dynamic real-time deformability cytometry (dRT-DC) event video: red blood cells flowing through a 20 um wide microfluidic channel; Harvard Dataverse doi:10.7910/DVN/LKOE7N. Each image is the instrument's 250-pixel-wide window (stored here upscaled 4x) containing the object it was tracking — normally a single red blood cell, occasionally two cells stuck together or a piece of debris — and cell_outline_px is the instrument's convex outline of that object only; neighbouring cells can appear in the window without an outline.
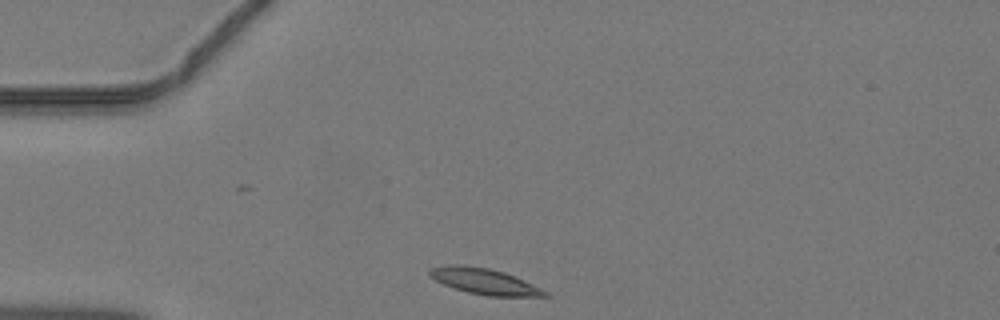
{"species": "common noctule bat (a hibernating species)", "species_latin": "Nyctalus noctula", "temperature_condition": "warm", "stored_images_in_passage": 35, "camera_frame_rate_fps": 3000, "um_per_image_px": 0.085, "animal": {"sex": "male", "body_mass_g": 19.2, "forearm_length_mm": 51.8}, "frame": {"image": 1, "passage_image": 1, "time_ms": 0.0, "image_size_px": [1000, 320], "cell_outline_px": [[552, 296], [488, 296], [468, 292], [444, 284], [428, 276], [428, 272], [432, 268], [448, 264], [460, 264], [488, 268], [504, 272], [524, 280], [548, 292]], "centroid_in_image_um": [41.17, 23.91], "position_along_channel_um": 43.8, "area_um2": 17.22}}
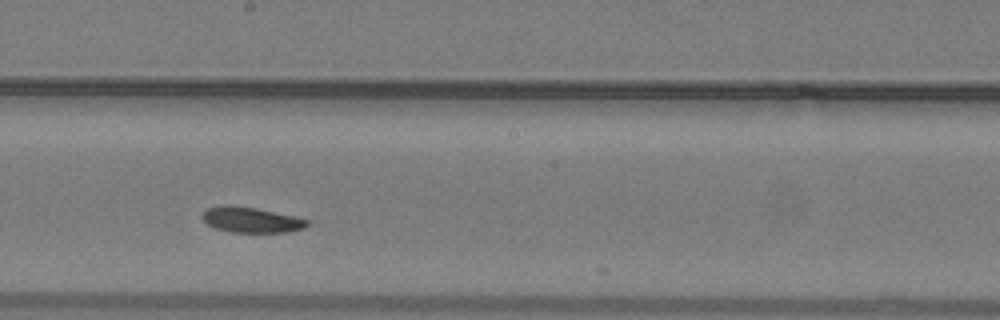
{"frame": {"image": 2, "passage_image": 15, "time_ms": 4.667, "image_size_px": [1000, 320], "cell_outline_px": [[308, 224], [304, 228], [288, 232], [232, 232], [216, 228], [208, 224], [200, 216], [208, 208], [224, 204], [256, 208], [292, 216], [308, 220]], "centroid_in_image_um": [21.32, 18.68], "position_along_channel_um": 226.9, "area_um2": 15.32}}
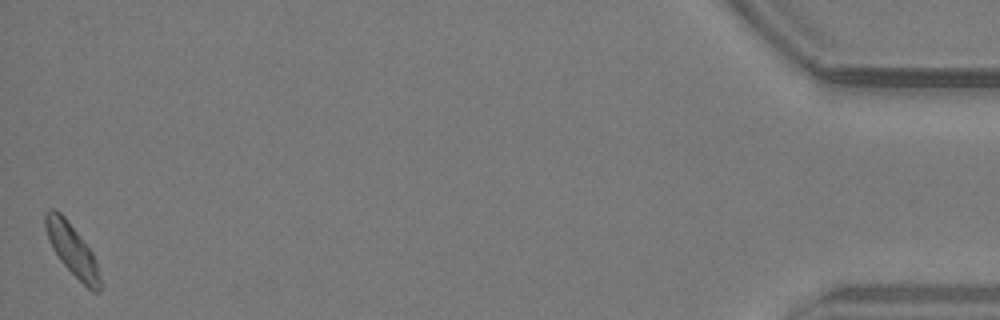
{"frame": {"image": 3, "passage_image": 35, "time_ms": 11.333, "image_size_px": [1000, 320], "cell_outline_px": [[100, 292], [92, 292], [60, 260], [52, 248], [48, 240], [44, 228], [44, 212], [48, 208], [52, 208], [60, 212], [64, 216], [80, 236], [92, 252], [96, 260], [100, 276]], "centroid_in_image_um": [6.1, 21.18], "position_along_channel_um": 429.1, "area_um2": 16.36}}